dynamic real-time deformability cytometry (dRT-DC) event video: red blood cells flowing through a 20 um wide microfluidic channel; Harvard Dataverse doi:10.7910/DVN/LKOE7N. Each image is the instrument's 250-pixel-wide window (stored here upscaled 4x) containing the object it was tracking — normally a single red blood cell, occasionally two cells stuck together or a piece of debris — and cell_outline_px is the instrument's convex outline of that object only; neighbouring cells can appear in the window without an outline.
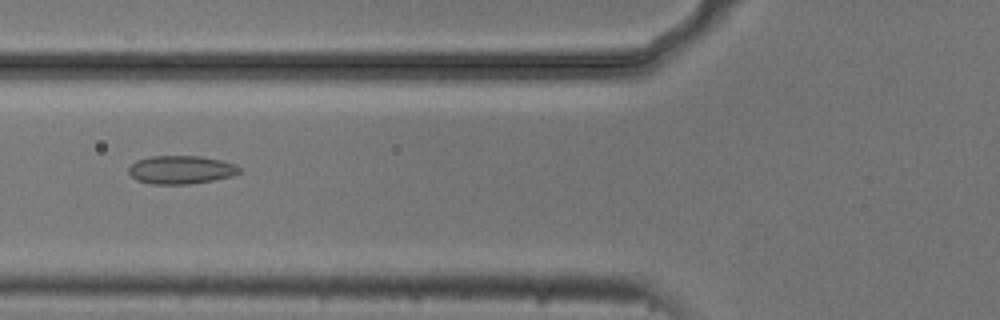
{"species": "common noctule bat (a hibernating species)", "species_latin": "Nyctalus noctula", "temperature_condition": "cold", "stored_images_in_passage": 37, "camera_frame_rate_fps": 3000, "um_per_image_px": 0.085, "animal": {"sex": "male", "body_mass_g": 20.5, "forearm_length_mm": 52.5}, "frame": {"image": 1, "passage_image": 6, "time_ms": 1.667, "image_size_px": [1000, 320], "cell_outline_px": [[244, 172], [232, 176], [212, 180], [188, 184], [152, 184], [136, 180], [128, 172], [128, 168], [136, 160], [152, 156], [200, 156], [220, 160], [236, 164]], "centroid_in_image_um": [15.4, 14.43], "position_along_channel_um": 110.4, "area_um2": 18.32}}
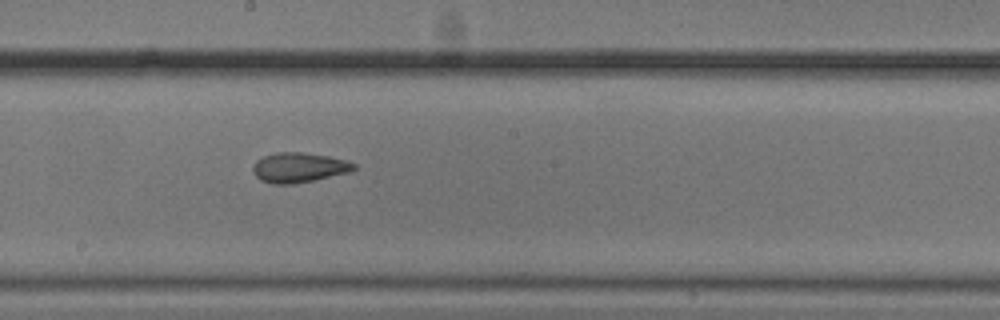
{"frame": {"image": 2, "passage_image": 15, "time_ms": 4.667, "image_size_px": [1000, 320], "cell_outline_px": [[356, 168], [352, 172], [292, 184], [272, 184], [260, 180], [252, 172], [252, 168], [256, 160], [264, 156], [276, 152], [300, 152], [328, 156], [344, 160], [356, 164]], "centroid_in_image_um": [25.39, 14.24], "position_along_channel_um": 222.8, "area_um2": 17.57}}
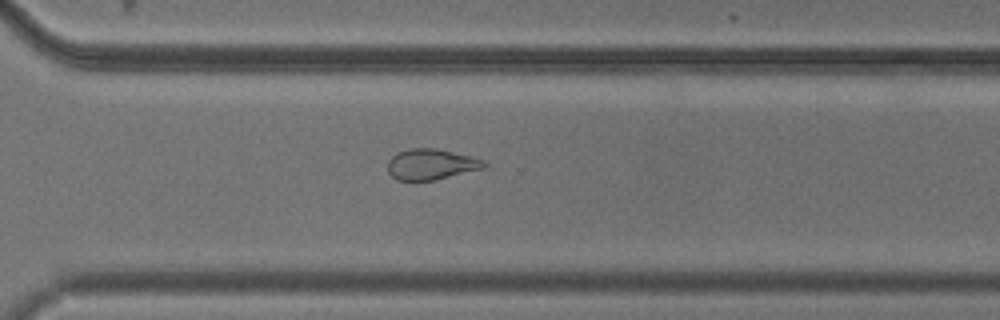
{"frame": {"image": 3, "passage_image": 24, "time_ms": 7.667, "image_size_px": [1000, 320], "cell_outline_px": [[488, 168], [432, 180], [396, 180], [388, 172], [388, 160], [396, 152], [408, 148], [436, 148], [472, 156], [484, 160], [488, 164]], "centroid_in_image_um": [36.68, 13.95], "position_along_channel_um": 333.9, "area_um2": 17.51}, "authors_computed_cell_mechanics": {"area_um2": 17.9758, "velocity_mm_per_s": 3.725, "shape_relaxation_time_tau1_ms": null, "shape_relaxation_time_tau2_ms": 2.5473, "deformation_change_tau1": null, "deformation_change_tau2": 0.094}}